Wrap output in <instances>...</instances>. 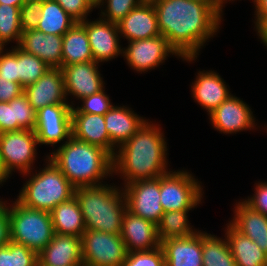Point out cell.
<instances>
[{
	"instance_id": "44dd1931",
	"label": "cell",
	"mask_w": 267,
	"mask_h": 266,
	"mask_svg": "<svg viewBox=\"0 0 267 266\" xmlns=\"http://www.w3.org/2000/svg\"><path fill=\"white\" fill-rule=\"evenodd\" d=\"M62 42L63 36L34 29L22 32L19 47L40 58L50 68H62Z\"/></svg>"
},
{
	"instance_id": "7c38bea8",
	"label": "cell",
	"mask_w": 267,
	"mask_h": 266,
	"mask_svg": "<svg viewBox=\"0 0 267 266\" xmlns=\"http://www.w3.org/2000/svg\"><path fill=\"white\" fill-rule=\"evenodd\" d=\"M128 47L123 48L122 56L127 64L137 72H147L164 63L171 54L180 58L178 53L169 45L162 35L128 42ZM170 54V55H169Z\"/></svg>"
},
{
	"instance_id": "603a6c76",
	"label": "cell",
	"mask_w": 267,
	"mask_h": 266,
	"mask_svg": "<svg viewBox=\"0 0 267 266\" xmlns=\"http://www.w3.org/2000/svg\"><path fill=\"white\" fill-rule=\"evenodd\" d=\"M192 83V96L196 102L207 110L208 114L225 101L231 93L219 73L199 71Z\"/></svg>"
},
{
	"instance_id": "2e32d148",
	"label": "cell",
	"mask_w": 267,
	"mask_h": 266,
	"mask_svg": "<svg viewBox=\"0 0 267 266\" xmlns=\"http://www.w3.org/2000/svg\"><path fill=\"white\" fill-rule=\"evenodd\" d=\"M24 94L36 112L53 104L74 105L73 101H67L61 68H49L35 83L24 88Z\"/></svg>"
},
{
	"instance_id": "d6986e66",
	"label": "cell",
	"mask_w": 267,
	"mask_h": 266,
	"mask_svg": "<svg viewBox=\"0 0 267 266\" xmlns=\"http://www.w3.org/2000/svg\"><path fill=\"white\" fill-rule=\"evenodd\" d=\"M119 34L128 42L161 35L153 3L143 2L117 23Z\"/></svg>"
},
{
	"instance_id": "6da1fadb",
	"label": "cell",
	"mask_w": 267,
	"mask_h": 266,
	"mask_svg": "<svg viewBox=\"0 0 267 266\" xmlns=\"http://www.w3.org/2000/svg\"><path fill=\"white\" fill-rule=\"evenodd\" d=\"M153 6L160 34L184 61L195 60L220 28L222 18L200 1L156 0Z\"/></svg>"
},
{
	"instance_id": "bcb514c9",
	"label": "cell",
	"mask_w": 267,
	"mask_h": 266,
	"mask_svg": "<svg viewBox=\"0 0 267 266\" xmlns=\"http://www.w3.org/2000/svg\"><path fill=\"white\" fill-rule=\"evenodd\" d=\"M254 23L258 37H260L263 44L267 47V15H256Z\"/></svg>"
},
{
	"instance_id": "8d00e7d4",
	"label": "cell",
	"mask_w": 267,
	"mask_h": 266,
	"mask_svg": "<svg viewBox=\"0 0 267 266\" xmlns=\"http://www.w3.org/2000/svg\"><path fill=\"white\" fill-rule=\"evenodd\" d=\"M105 88L99 92L81 99L83 102L81 107L76 108L72 106L71 113H89L105 115L112 107L113 104L109 99V96L104 92Z\"/></svg>"
},
{
	"instance_id": "d6a6232c",
	"label": "cell",
	"mask_w": 267,
	"mask_h": 266,
	"mask_svg": "<svg viewBox=\"0 0 267 266\" xmlns=\"http://www.w3.org/2000/svg\"><path fill=\"white\" fill-rule=\"evenodd\" d=\"M49 68L40 58L18 46V83L23 88L35 83Z\"/></svg>"
},
{
	"instance_id": "4dcf8cb0",
	"label": "cell",
	"mask_w": 267,
	"mask_h": 266,
	"mask_svg": "<svg viewBox=\"0 0 267 266\" xmlns=\"http://www.w3.org/2000/svg\"><path fill=\"white\" fill-rule=\"evenodd\" d=\"M189 210L164 212L157 224V234L160 242L171 238H185L198 232L192 229L188 220Z\"/></svg>"
},
{
	"instance_id": "277c9868",
	"label": "cell",
	"mask_w": 267,
	"mask_h": 266,
	"mask_svg": "<svg viewBox=\"0 0 267 266\" xmlns=\"http://www.w3.org/2000/svg\"><path fill=\"white\" fill-rule=\"evenodd\" d=\"M113 186L101 184L75 189L74 196L79 203L86 229L121 234L127 205L122 189Z\"/></svg>"
},
{
	"instance_id": "b9f144b4",
	"label": "cell",
	"mask_w": 267,
	"mask_h": 266,
	"mask_svg": "<svg viewBox=\"0 0 267 266\" xmlns=\"http://www.w3.org/2000/svg\"><path fill=\"white\" fill-rule=\"evenodd\" d=\"M252 197L243 202L251 209L260 212L267 217V182H258Z\"/></svg>"
},
{
	"instance_id": "7dc6e473",
	"label": "cell",
	"mask_w": 267,
	"mask_h": 266,
	"mask_svg": "<svg viewBox=\"0 0 267 266\" xmlns=\"http://www.w3.org/2000/svg\"><path fill=\"white\" fill-rule=\"evenodd\" d=\"M195 1H200L209 7H211L221 18H222V12H223V7L224 3L230 0H195Z\"/></svg>"
},
{
	"instance_id": "9c48e42d",
	"label": "cell",
	"mask_w": 267,
	"mask_h": 266,
	"mask_svg": "<svg viewBox=\"0 0 267 266\" xmlns=\"http://www.w3.org/2000/svg\"><path fill=\"white\" fill-rule=\"evenodd\" d=\"M83 266H122L127 250L121 234L88 230L82 237Z\"/></svg>"
},
{
	"instance_id": "3957f363",
	"label": "cell",
	"mask_w": 267,
	"mask_h": 266,
	"mask_svg": "<svg viewBox=\"0 0 267 266\" xmlns=\"http://www.w3.org/2000/svg\"><path fill=\"white\" fill-rule=\"evenodd\" d=\"M47 156L75 188L101 185L114 174L113 157L106 150L74 137Z\"/></svg>"
},
{
	"instance_id": "c3c4849f",
	"label": "cell",
	"mask_w": 267,
	"mask_h": 266,
	"mask_svg": "<svg viewBox=\"0 0 267 266\" xmlns=\"http://www.w3.org/2000/svg\"><path fill=\"white\" fill-rule=\"evenodd\" d=\"M255 4V15H267V0H252Z\"/></svg>"
},
{
	"instance_id": "9a60e30c",
	"label": "cell",
	"mask_w": 267,
	"mask_h": 266,
	"mask_svg": "<svg viewBox=\"0 0 267 266\" xmlns=\"http://www.w3.org/2000/svg\"><path fill=\"white\" fill-rule=\"evenodd\" d=\"M98 66L99 63L88 61L62 67L66 97L72 95L81 100L102 90L105 83Z\"/></svg>"
},
{
	"instance_id": "e0dca14e",
	"label": "cell",
	"mask_w": 267,
	"mask_h": 266,
	"mask_svg": "<svg viewBox=\"0 0 267 266\" xmlns=\"http://www.w3.org/2000/svg\"><path fill=\"white\" fill-rule=\"evenodd\" d=\"M121 237L128 253L152 250L161 246L157 225L128 210L123 216Z\"/></svg>"
},
{
	"instance_id": "1f68e13d",
	"label": "cell",
	"mask_w": 267,
	"mask_h": 266,
	"mask_svg": "<svg viewBox=\"0 0 267 266\" xmlns=\"http://www.w3.org/2000/svg\"><path fill=\"white\" fill-rule=\"evenodd\" d=\"M22 37L20 9L16 6L0 4V48L12 40L19 46Z\"/></svg>"
},
{
	"instance_id": "f35d334b",
	"label": "cell",
	"mask_w": 267,
	"mask_h": 266,
	"mask_svg": "<svg viewBox=\"0 0 267 266\" xmlns=\"http://www.w3.org/2000/svg\"><path fill=\"white\" fill-rule=\"evenodd\" d=\"M42 8L43 0L26 2L20 7V25L22 32L37 28Z\"/></svg>"
},
{
	"instance_id": "4fadbf2b",
	"label": "cell",
	"mask_w": 267,
	"mask_h": 266,
	"mask_svg": "<svg viewBox=\"0 0 267 266\" xmlns=\"http://www.w3.org/2000/svg\"><path fill=\"white\" fill-rule=\"evenodd\" d=\"M86 29L89 39L93 61L107 62L123 54V48L119 45L121 41L118 25L99 17L98 20L88 19L80 22Z\"/></svg>"
},
{
	"instance_id": "8fae6325",
	"label": "cell",
	"mask_w": 267,
	"mask_h": 266,
	"mask_svg": "<svg viewBox=\"0 0 267 266\" xmlns=\"http://www.w3.org/2000/svg\"><path fill=\"white\" fill-rule=\"evenodd\" d=\"M121 189L128 211L156 225L159 223L164 213L160 203V177L128 183Z\"/></svg>"
},
{
	"instance_id": "f907efd6",
	"label": "cell",
	"mask_w": 267,
	"mask_h": 266,
	"mask_svg": "<svg viewBox=\"0 0 267 266\" xmlns=\"http://www.w3.org/2000/svg\"><path fill=\"white\" fill-rule=\"evenodd\" d=\"M8 177L10 178L11 176L6 173L0 157V185L6 182Z\"/></svg>"
},
{
	"instance_id": "836d02e7",
	"label": "cell",
	"mask_w": 267,
	"mask_h": 266,
	"mask_svg": "<svg viewBox=\"0 0 267 266\" xmlns=\"http://www.w3.org/2000/svg\"><path fill=\"white\" fill-rule=\"evenodd\" d=\"M0 266H38V254L10 240L0 247Z\"/></svg>"
},
{
	"instance_id": "816d5d0a",
	"label": "cell",
	"mask_w": 267,
	"mask_h": 266,
	"mask_svg": "<svg viewBox=\"0 0 267 266\" xmlns=\"http://www.w3.org/2000/svg\"><path fill=\"white\" fill-rule=\"evenodd\" d=\"M94 8H99L101 0H87Z\"/></svg>"
},
{
	"instance_id": "f5cc1de1",
	"label": "cell",
	"mask_w": 267,
	"mask_h": 266,
	"mask_svg": "<svg viewBox=\"0 0 267 266\" xmlns=\"http://www.w3.org/2000/svg\"><path fill=\"white\" fill-rule=\"evenodd\" d=\"M143 2L153 3L156 0H142Z\"/></svg>"
},
{
	"instance_id": "d590c367",
	"label": "cell",
	"mask_w": 267,
	"mask_h": 266,
	"mask_svg": "<svg viewBox=\"0 0 267 266\" xmlns=\"http://www.w3.org/2000/svg\"><path fill=\"white\" fill-rule=\"evenodd\" d=\"M107 2V3H106ZM106 10H101V18L109 22L118 23L121 21L132 9L142 4V0H101L99 7L104 6Z\"/></svg>"
},
{
	"instance_id": "83f0119b",
	"label": "cell",
	"mask_w": 267,
	"mask_h": 266,
	"mask_svg": "<svg viewBox=\"0 0 267 266\" xmlns=\"http://www.w3.org/2000/svg\"><path fill=\"white\" fill-rule=\"evenodd\" d=\"M93 61L86 29L75 23L64 35L62 42V67Z\"/></svg>"
},
{
	"instance_id": "ac0fdd59",
	"label": "cell",
	"mask_w": 267,
	"mask_h": 266,
	"mask_svg": "<svg viewBox=\"0 0 267 266\" xmlns=\"http://www.w3.org/2000/svg\"><path fill=\"white\" fill-rule=\"evenodd\" d=\"M38 266H83L81 237L55 233L38 254Z\"/></svg>"
},
{
	"instance_id": "52a82bcc",
	"label": "cell",
	"mask_w": 267,
	"mask_h": 266,
	"mask_svg": "<svg viewBox=\"0 0 267 266\" xmlns=\"http://www.w3.org/2000/svg\"><path fill=\"white\" fill-rule=\"evenodd\" d=\"M202 191L199 181L186 170H169L160 177V203L164 212L194 209L202 201Z\"/></svg>"
},
{
	"instance_id": "5bb4252c",
	"label": "cell",
	"mask_w": 267,
	"mask_h": 266,
	"mask_svg": "<svg viewBox=\"0 0 267 266\" xmlns=\"http://www.w3.org/2000/svg\"><path fill=\"white\" fill-rule=\"evenodd\" d=\"M243 100L230 95L217 108L209 113L212 126L224 134H233L255 128L252 110Z\"/></svg>"
},
{
	"instance_id": "f546056e",
	"label": "cell",
	"mask_w": 267,
	"mask_h": 266,
	"mask_svg": "<svg viewBox=\"0 0 267 266\" xmlns=\"http://www.w3.org/2000/svg\"><path fill=\"white\" fill-rule=\"evenodd\" d=\"M225 239L202 232L203 266H237L226 236Z\"/></svg>"
},
{
	"instance_id": "ee69618b",
	"label": "cell",
	"mask_w": 267,
	"mask_h": 266,
	"mask_svg": "<svg viewBox=\"0 0 267 266\" xmlns=\"http://www.w3.org/2000/svg\"><path fill=\"white\" fill-rule=\"evenodd\" d=\"M24 93V88L17 82L0 76V102H10Z\"/></svg>"
},
{
	"instance_id": "8992f818",
	"label": "cell",
	"mask_w": 267,
	"mask_h": 266,
	"mask_svg": "<svg viewBox=\"0 0 267 266\" xmlns=\"http://www.w3.org/2000/svg\"><path fill=\"white\" fill-rule=\"evenodd\" d=\"M7 207L10 240L39 254L55 234L50 212L25 207L17 200Z\"/></svg>"
},
{
	"instance_id": "cb8c5ba5",
	"label": "cell",
	"mask_w": 267,
	"mask_h": 266,
	"mask_svg": "<svg viewBox=\"0 0 267 266\" xmlns=\"http://www.w3.org/2000/svg\"><path fill=\"white\" fill-rule=\"evenodd\" d=\"M103 115L71 113L72 137L103 148L111 155V140Z\"/></svg>"
},
{
	"instance_id": "d4e9b609",
	"label": "cell",
	"mask_w": 267,
	"mask_h": 266,
	"mask_svg": "<svg viewBox=\"0 0 267 266\" xmlns=\"http://www.w3.org/2000/svg\"><path fill=\"white\" fill-rule=\"evenodd\" d=\"M240 201L234 207L235 215L233 220L229 221L230 224L267 254V217L251 209L243 200Z\"/></svg>"
},
{
	"instance_id": "7a4b0ae2",
	"label": "cell",
	"mask_w": 267,
	"mask_h": 266,
	"mask_svg": "<svg viewBox=\"0 0 267 266\" xmlns=\"http://www.w3.org/2000/svg\"><path fill=\"white\" fill-rule=\"evenodd\" d=\"M151 123L146 120L113 156V172L123 177V185L157 179L169 172L164 133L158 124Z\"/></svg>"
},
{
	"instance_id": "ab89813d",
	"label": "cell",
	"mask_w": 267,
	"mask_h": 266,
	"mask_svg": "<svg viewBox=\"0 0 267 266\" xmlns=\"http://www.w3.org/2000/svg\"><path fill=\"white\" fill-rule=\"evenodd\" d=\"M0 76L18 83V46L7 52L0 48Z\"/></svg>"
},
{
	"instance_id": "74e56055",
	"label": "cell",
	"mask_w": 267,
	"mask_h": 266,
	"mask_svg": "<svg viewBox=\"0 0 267 266\" xmlns=\"http://www.w3.org/2000/svg\"><path fill=\"white\" fill-rule=\"evenodd\" d=\"M122 266H165V255L161 246L147 251L130 252Z\"/></svg>"
},
{
	"instance_id": "e575fe53",
	"label": "cell",
	"mask_w": 267,
	"mask_h": 266,
	"mask_svg": "<svg viewBox=\"0 0 267 266\" xmlns=\"http://www.w3.org/2000/svg\"><path fill=\"white\" fill-rule=\"evenodd\" d=\"M13 106L14 122H17L23 129H35L36 111L32 108L27 96L23 93L9 102Z\"/></svg>"
},
{
	"instance_id": "60d3db41",
	"label": "cell",
	"mask_w": 267,
	"mask_h": 266,
	"mask_svg": "<svg viewBox=\"0 0 267 266\" xmlns=\"http://www.w3.org/2000/svg\"><path fill=\"white\" fill-rule=\"evenodd\" d=\"M77 22L87 19L94 7L87 0H54Z\"/></svg>"
},
{
	"instance_id": "7402d4cb",
	"label": "cell",
	"mask_w": 267,
	"mask_h": 266,
	"mask_svg": "<svg viewBox=\"0 0 267 266\" xmlns=\"http://www.w3.org/2000/svg\"><path fill=\"white\" fill-rule=\"evenodd\" d=\"M165 266H203L202 231L185 238H171L161 242Z\"/></svg>"
},
{
	"instance_id": "ffe728a7",
	"label": "cell",
	"mask_w": 267,
	"mask_h": 266,
	"mask_svg": "<svg viewBox=\"0 0 267 266\" xmlns=\"http://www.w3.org/2000/svg\"><path fill=\"white\" fill-rule=\"evenodd\" d=\"M105 124L111 140V156L130 139L146 121L125 106H113L105 115Z\"/></svg>"
},
{
	"instance_id": "f1b7e54d",
	"label": "cell",
	"mask_w": 267,
	"mask_h": 266,
	"mask_svg": "<svg viewBox=\"0 0 267 266\" xmlns=\"http://www.w3.org/2000/svg\"><path fill=\"white\" fill-rule=\"evenodd\" d=\"M77 21L54 0H43L36 30L45 34L63 36Z\"/></svg>"
},
{
	"instance_id": "f6af8a7d",
	"label": "cell",
	"mask_w": 267,
	"mask_h": 266,
	"mask_svg": "<svg viewBox=\"0 0 267 266\" xmlns=\"http://www.w3.org/2000/svg\"><path fill=\"white\" fill-rule=\"evenodd\" d=\"M10 241V221L6 202L0 199V247Z\"/></svg>"
},
{
	"instance_id": "7bdbcfd3",
	"label": "cell",
	"mask_w": 267,
	"mask_h": 266,
	"mask_svg": "<svg viewBox=\"0 0 267 266\" xmlns=\"http://www.w3.org/2000/svg\"><path fill=\"white\" fill-rule=\"evenodd\" d=\"M22 129L14 122L13 106H10L9 102H0V133Z\"/></svg>"
},
{
	"instance_id": "681fc988",
	"label": "cell",
	"mask_w": 267,
	"mask_h": 266,
	"mask_svg": "<svg viewBox=\"0 0 267 266\" xmlns=\"http://www.w3.org/2000/svg\"><path fill=\"white\" fill-rule=\"evenodd\" d=\"M0 4H6L9 6H16L20 9V7L24 4L23 0H0Z\"/></svg>"
},
{
	"instance_id": "4316f807",
	"label": "cell",
	"mask_w": 267,
	"mask_h": 266,
	"mask_svg": "<svg viewBox=\"0 0 267 266\" xmlns=\"http://www.w3.org/2000/svg\"><path fill=\"white\" fill-rule=\"evenodd\" d=\"M50 215L56 234L82 237L86 231L82 212L75 196L58 204Z\"/></svg>"
},
{
	"instance_id": "5b68a950",
	"label": "cell",
	"mask_w": 267,
	"mask_h": 266,
	"mask_svg": "<svg viewBox=\"0 0 267 266\" xmlns=\"http://www.w3.org/2000/svg\"><path fill=\"white\" fill-rule=\"evenodd\" d=\"M47 165L38 171L23 174L31 178L24 184L16 199L25 207L51 212L58 204L74 197L75 187L46 156ZM33 175V176H32Z\"/></svg>"
},
{
	"instance_id": "30bf717a",
	"label": "cell",
	"mask_w": 267,
	"mask_h": 266,
	"mask_svg": "<svg viewBox=\"0 0 267 266\" xmlns=\"http://www.w3.org/2000/svg\"><path fill=\"white\" fill-rule=\"evenodd\" d=\"M71 110L70 104H53L36 112L34 133L39 144L55 146L72 137Z\"/></svg>"
},
{
	"instance_id": "ba28073f",
	"label": "cell",
	"mask_w": 267,
	"mask_h": 266,
	"mask_svg": "<svg viewBox=\"0 0 267 266\" xmlns=\"http://www.w3.org/2000/svg\"><path fill=\"white\" fill-rule=\"evenodd\" d=\"M38 144L37 136L32 130L0 133V157L6 173L10 176L14 170L21 174L33 172Z\"/></svg>"
},
{
	"instance_id": "db71d44e",
	"label": "cell",
	"mask_w": 267,
	"mask_h": 266,
	"mask_svg": "<svg viewBox=\"0 0 267 266\" xmlns=\"http://www.w3.org/2000/svg\"><path fill=\"white\" fill-rule=\"evenodd\" d=\"M30 1H42V0H23L24 3L30 2Z\"/></svg>"
},
{
	"instance_id": "484cf974",
	"label": "cell",
	"mask_w": 267,
	"mask_h": 266,
	"mask_svg": "<svg viewBox=\"0 0 267 266\" xmlns=\"http://www.w3.org/2000/svg\"><path fill=\"white\" fill-rule=\"evenodd\" d=\"M226 239L237 266H267V254L247 236L226 224Z\"/></svg>"
}]
</instances>
